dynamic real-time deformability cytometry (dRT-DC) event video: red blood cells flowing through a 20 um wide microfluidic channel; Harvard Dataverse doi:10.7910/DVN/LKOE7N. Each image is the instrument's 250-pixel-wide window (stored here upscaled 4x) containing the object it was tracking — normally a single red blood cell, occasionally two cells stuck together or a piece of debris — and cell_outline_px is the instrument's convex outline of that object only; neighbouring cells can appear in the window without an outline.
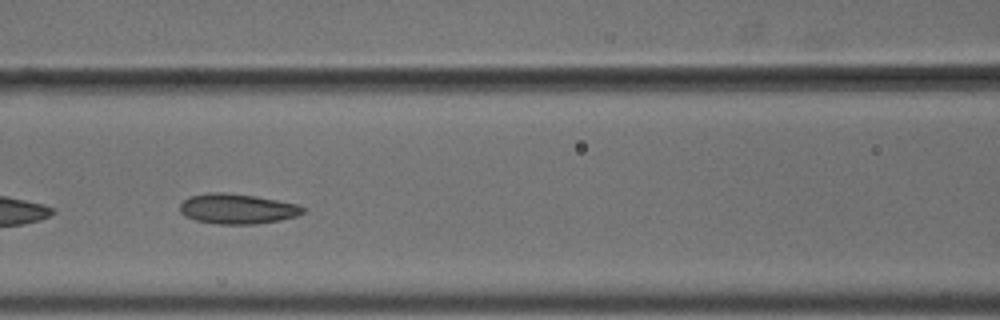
{"species": "common noctule bat (a hibernating species)", "species_latin": "Nyctalus noctula", "temperature_condition": "cold", "stored_images_in_passage": 6, "camera_frame_rate_fps": 3000, "um_per_image_px": 0.085, "animal": {"sex": "male", "body_mass_g": 18.8}, "frame": {"image": 1, "passage_image": 6, "time_ms": 1.667, "image_size_px": [1000, 320], "cell_outline_px": [[308, 212], [296, 216], [280, 220], [256, 224], [216, 224], [196, 220], [184, 216], [180, 212], [180, 204], [188, 196], [208, 192], [224, 192], [256, 196], [296, 204], [304, 208]], "centroid_in_image_um": [20.15, 17.75], "position_along_channel_um": 146.5, "area_um2": 21.73}}